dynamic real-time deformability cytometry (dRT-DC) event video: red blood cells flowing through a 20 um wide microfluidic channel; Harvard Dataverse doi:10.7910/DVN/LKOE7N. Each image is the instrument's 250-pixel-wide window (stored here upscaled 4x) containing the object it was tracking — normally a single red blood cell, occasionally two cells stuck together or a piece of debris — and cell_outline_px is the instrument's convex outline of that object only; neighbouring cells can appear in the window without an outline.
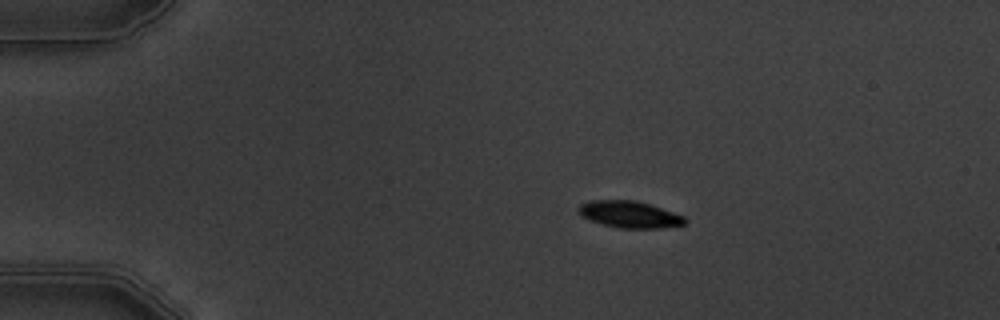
{"species": "common noctule bat (a hibernating species)", "species_latin": "Nyctalus noctula", "temperature_condition": "warm", "stored_images_in_passage": 8, "camera_frame_rate_fps": 3000, "um_per_image_px": 0.085, "animal": {"sex": "male", "body_mass_g": 19.5, "forearm_length_mm": 54.6}, "frame": {"image": 1, "passage_image": 3, "time_ms": 3.0, "image_size_px": [1000, 320], "cell_outline_px": [[688, 220], [684, 224], [664, 228], [620, 228], [588, 220], [580, 216], [580, 204], [592, 200], [636, 200], [684, 216]], "centroid_in_image_um": [53.51, 18.23], "position_along_channel_um": 31.5, "area_um2": 16.42}}